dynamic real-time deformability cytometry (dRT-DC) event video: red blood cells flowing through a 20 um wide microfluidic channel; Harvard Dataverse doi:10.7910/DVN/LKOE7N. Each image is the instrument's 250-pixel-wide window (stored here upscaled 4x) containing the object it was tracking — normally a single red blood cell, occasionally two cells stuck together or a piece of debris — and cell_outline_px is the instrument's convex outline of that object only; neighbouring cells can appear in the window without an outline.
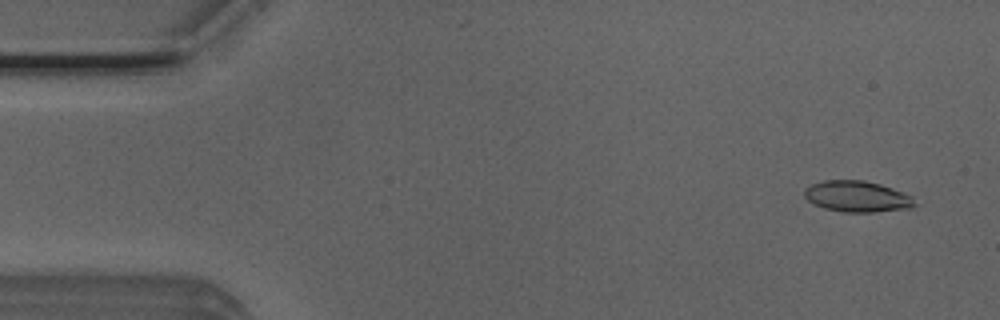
{"species": "Egyptian fruit bat (a non-hibernating species)", "species_latin": "Rousettus aegyptiacus", "temperature_condition": "room temperature", "stored_images_in_passage": 52, "camera_frame_rate_fps": 3000, "um_per_image_px": 0.085, "animal": {"sex": "male"}, "frame": {"image": 1, "passage_image": 3, "time_ms": 0.667, "image_size_px": [1000, 320], "cell_outline_px": [[916, 204], [912, 208], [872, 212], [844, 212], [824, 208], [812, 204], [804, 196], [804, 188], [812, 184], [824, 180], [864, 180], [880, 184], [892, 188], [912, 196]], "centroid_in_image_um": [72.84, 16.7], "position_along_channel_um": 12.2, "area_um2": 20.06}}
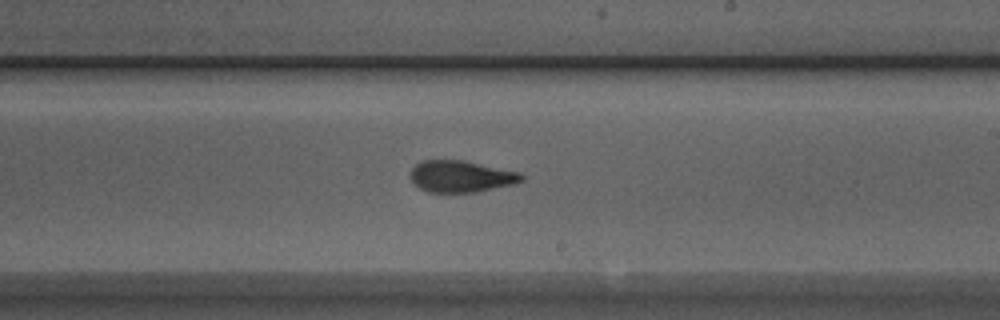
{"frame": {"image": 2, "passage_image": 30, "time_ms": 9.667, "image_size_px": [1000, 320], "cell_outline_px": [[524, 180], [516, 184], [476, 192], [428, 192], [420, 188], [412, 180], [412, 168], [420, 160], [464, 160], [520, 172], [524, 176]], "centroid_in_image_um": [39.24, 14.99], "position_along_channel_um": 249.8, "area_um2": 20.52}}
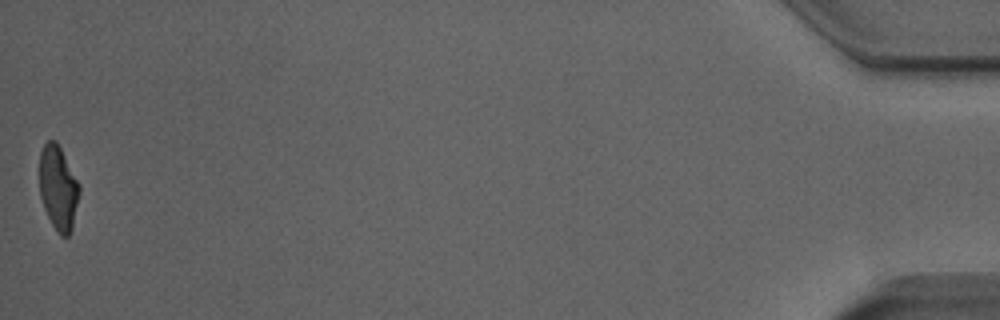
{"frame": {"image": 3, "passage_image": 52, "time_ms": 17.0, "image_size_px": [1000, 320], "cell_outline_px": [[80, 192], [72, 228], [68, 236], [60, 236], [56, 232], [44, 208], [40, 196], [40, 152], [44, 144], [48, 140], [56, 140], [80, 184]], "centroid_in_image_um": [4.95, 15.97], "position_along_channel_um": 430.2, "area_um2": 19.59}, "authors_computed_cell_mechanics": {"area_um2": 20.5479, "velocity_mm_per_s": 3.89, "shape_relaxation_time_tau1_ms": 5.4967, "shape_relaxation_time_tau2_ms": 1.5952, "deformation_change_tau1": 0.1717, "deformation_change_tau2": 0.0946}}